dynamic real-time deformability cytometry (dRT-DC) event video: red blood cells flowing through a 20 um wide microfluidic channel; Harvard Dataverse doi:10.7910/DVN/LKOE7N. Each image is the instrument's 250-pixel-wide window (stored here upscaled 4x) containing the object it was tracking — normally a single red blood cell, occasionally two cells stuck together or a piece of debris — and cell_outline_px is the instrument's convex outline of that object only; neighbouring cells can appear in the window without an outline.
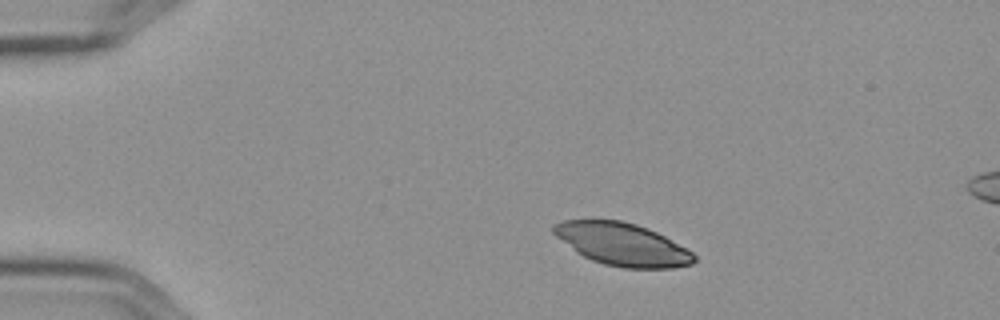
{"species": "Egyptian fruit bat (a non-hibernating species)", "species_latin": "Rousettus aegyptiacus", "temperature_condition": "cold", "stored_images_in_passage": 3, "camera_frame_rate_fps": 3000, "um_per_image_px": 0.085, "frame": {"image": 1, "passage_image": 1, "time_ms": 0.0, "image_size_px": [1000, 320], "cell_outline_px": [[696, 260], [692, 264], [672, 268], [624, 268], [604, 264], [592, 260], [576, 252], [556, 236], [552, 232], [552, 224], [560, 220], [620, 220], [636, 224], [648, 228], [664, 236], [692, 252], [696, 256]], "centroid_in_image_um": [52.87, 20.76], "position_along_channel_um": 32.1, "area_um2": 34.74}}